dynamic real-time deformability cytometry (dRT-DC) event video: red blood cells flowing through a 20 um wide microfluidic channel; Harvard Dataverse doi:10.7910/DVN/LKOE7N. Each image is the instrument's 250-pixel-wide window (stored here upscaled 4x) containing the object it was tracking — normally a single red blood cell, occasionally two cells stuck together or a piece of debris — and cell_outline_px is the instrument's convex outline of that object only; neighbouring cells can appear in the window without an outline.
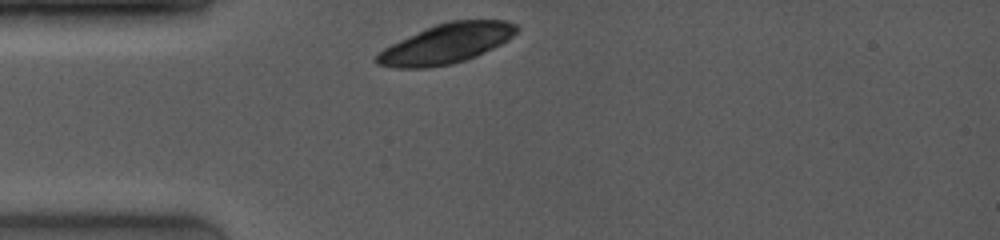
{"species": "common noctule bat (a hibernating species)", "species_latin": "Nyctalus noctula", "temperature_condition": "room temperature", "stored_images_in_passage": 3, "camera_frame_rate_fps": 4000, "um_per_image_px": 0.085, "animal": {"sex": "female", "body_mass_g": 19.0, "forearm_length_mm": 53.3}, "frame": {"image": 1, "passage_image": 1, "time_ms": 0.0, "image_size_px": [1000, 240], "cell_outline_px": [[520, 28], [508, 40], [476, 56], [452, 64], [428, 68], [396, 68], [376, 64], [376, 56], [384, 48], [400, 40], [436, 24], [448, 20], [504, 20], [516, 24]], "centroid_in_image_um": [37.96, 3.71], "position_along_channel_um": 47.0, "area_um2": 32.08}}